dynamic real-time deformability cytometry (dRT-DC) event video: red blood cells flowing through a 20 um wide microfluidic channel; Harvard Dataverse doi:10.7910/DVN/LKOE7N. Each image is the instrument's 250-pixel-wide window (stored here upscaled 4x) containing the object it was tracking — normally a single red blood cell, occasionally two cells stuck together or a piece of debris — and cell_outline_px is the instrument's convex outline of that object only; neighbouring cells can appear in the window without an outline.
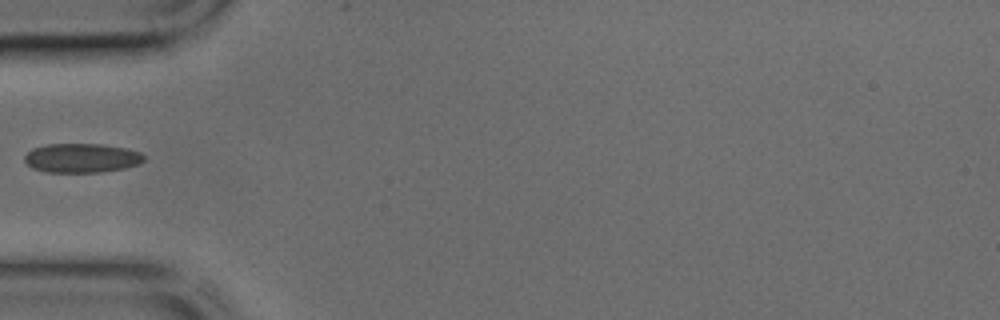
{"species": "common noctule bat (a hibernating species)", "species_latin": "Nyctalus noctula", "temperature_condition": "cold", "stored_images_in_passage": 31, "camera_frame_rate_fps": 3000, "um_per_image_px": 0.085, "animal": {"sex": "male", "body_mass_g": 17.9, "forearm_length_mm": 54.2}, "frame": {"image": 1, "passage_image": 1, "time_ms": 0.0, "image_size_px": [1000, 320], "cell_outline_px": [[144, 160], [136, 164], [124, 168], [100, 172], [48, 172], [32, 168], [24, 160], [24, 156], [32, 148], [48, 144], [104, 144], [128, 148], [140, 152], [144, 156]], "centroid_in_image_um": [6.93, 13.42], "position_along_channel_um": 78.1, "area_um2": 20.29}}
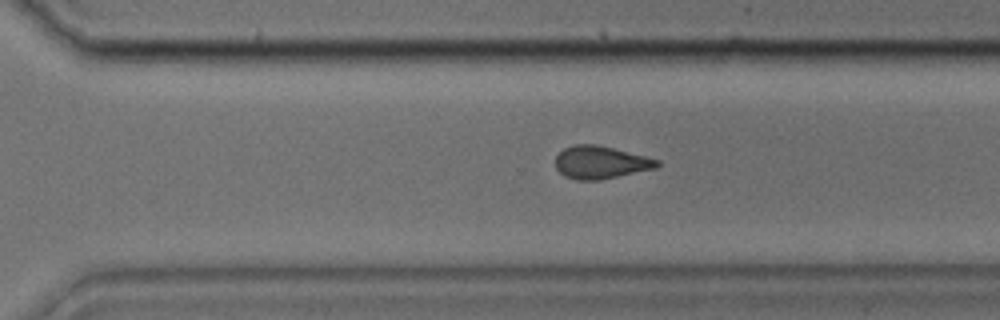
{"frame": {"image": 2, "passage_image": 17, "time_ms": 5.333, "image_size_px": [1000, 320], "cell_outline_px": [[660, 164], [656, 168], [600, 180], [576, 180], [564, 176], [556, 168], [556, 156], [564, 148], [576, 144], [592, 144], [612, 148], [660, 160]], "centroid_in_image_um": [51.04, 13.81], "position_along_channel_um": 319.6, "area_um2": 19.19}}
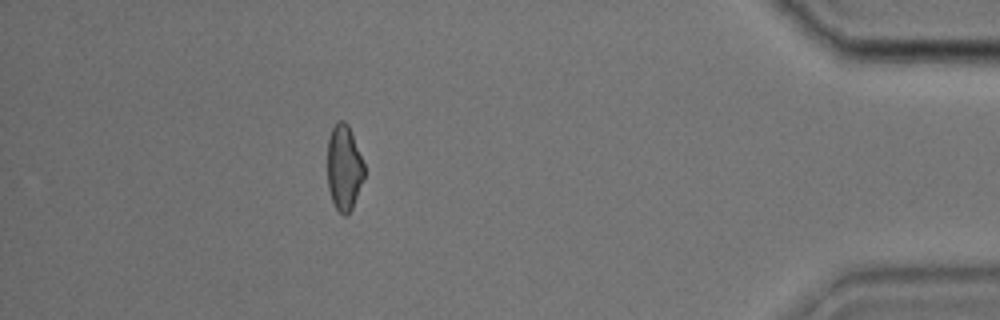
{"frame": {"image": 3, "passage_image": 26, "time_ms": 8.333, "image_size_px": [1000, 320], "cell_outline_px": [[364, 180], [352, 208], [348, 216], [344, 216], [336, 208], [332, 200], [328, 188], [328, 140], [332, 128], [336, 120], [344, 120], [348, 124], [364, 164]], "centroid_in_image_um": [29.25, 14.26], "position_along_channel_um": 406.0, "area_um2": 18.38}}